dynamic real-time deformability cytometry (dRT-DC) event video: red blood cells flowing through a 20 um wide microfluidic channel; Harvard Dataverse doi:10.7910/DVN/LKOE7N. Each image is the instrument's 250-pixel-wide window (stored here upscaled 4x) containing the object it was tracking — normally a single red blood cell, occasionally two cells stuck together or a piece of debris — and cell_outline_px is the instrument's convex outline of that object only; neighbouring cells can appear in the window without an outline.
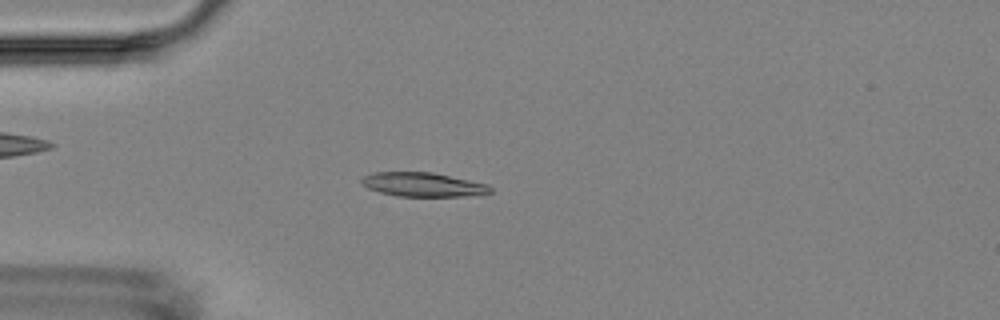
{"species": "Egyptian fruit bat (a non-hibernating species)", "species_latin": "Rousettus aegyptiacus", "temperature_condition": "room temperature", "stored_images_in_passage": 5, "camera_frame_rate_fps": 3000, "um_per_image_px": 0.085, "animal": {"sex": "female"}, "frame": {"image": 1, "passage_image": 4, "time_ms": 3.333, "image_size_px": [1000, 320], "cell_outline_px": [[492, 192], [464, 196], [396, 196], [380, 192], [368, 188], [360, 180], [364, 176], [372, 172], [432, 172], [488, 184], [492, 188]], "centroid_in_image_um": [35.94, 15.68], "position_along_channel_um": 49.1, "area_um2": 17.92}}